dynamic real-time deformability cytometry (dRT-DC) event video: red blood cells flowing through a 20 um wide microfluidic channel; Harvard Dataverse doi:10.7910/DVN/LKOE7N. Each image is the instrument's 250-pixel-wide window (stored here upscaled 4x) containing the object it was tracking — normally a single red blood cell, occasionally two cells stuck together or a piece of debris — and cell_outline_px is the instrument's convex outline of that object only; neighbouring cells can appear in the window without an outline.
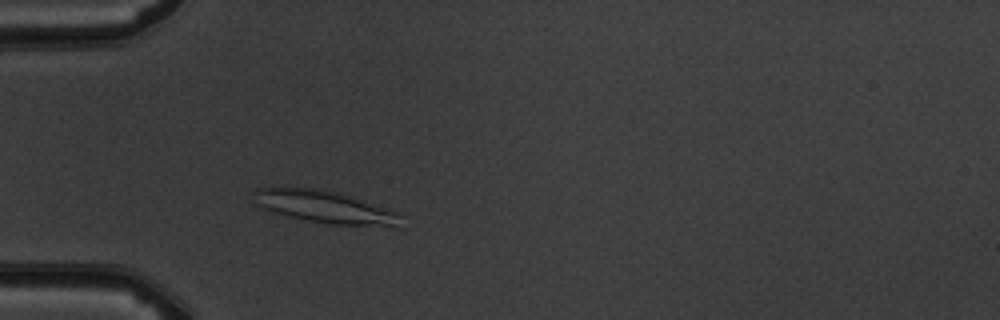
{"species": "common noctule bat (a hibernating species)", "species_latin": "Nyctalus noctula", "temperature_condition": "warm", "stored_images_in_passage": 3, "camera_frame_rate_fps": 3000, "um_per_image_px": 0.085, "animal": {"sex": "male", "body_mass_g": 19.5, "forearm_length_mm": 54.6}, "frame": {"image": 1, "passage_image": 3, "time_ms": 2.333, "image_size_px": [1000, 320], "cell_outline_px": [[400, 228], [396, 228], [332, 224], [308, 220], [288, 216], [272, 212], [256, 204], [256, 188], [312, 188], [340, 192], [400, 212]], "centroid_in_image_um": [27.75, 17.62], "position_along_channel_um": 57.2, "area_um2": 27.8}}